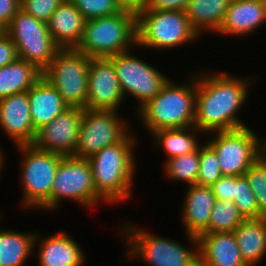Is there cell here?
Here are the masks:
<instances>
[{"instance_id": "40", "label": "cell", "mask_w": 266, "mask_h": 266, "mask_svg": "<svg viewBox=\"0 0 266 266\" xmlns=\"http://www.w3.org/2000/svg\"><path fill=\"white\" fill-rule=\"evenodd\" d=\"M3 153L4 152H2V148H0V172H1V170H2V168H3V165H4V155H3ZM1 175V174H0Z\"/></svg>"}, {"instance_id": "33", "label": "cell", "mask_w": 266, "mask_h": 266, "mask_svg": "<svg viewBox=\"0 0 266 266\" xmlns=\"http://www.w3.org/2000/svg\"><path fill=\"white\" fill-rule=\"evenodd\" d=\"M85 20L111 16L122 9L116 0H70Z\"/></svg>"}, {"instance_id": "19", "label": "cell", "mask_w": 266, "mask_h": 266, "mask_svg": "<svg viewBox=\"0 0 266 266\" xmlns=\"http://www.w3.org/2000/svg\"><path fill=\"white\" fill-rule=\"evenodd\" d=\"M38 232L34 239V248L38 243L39 266H82L84 265V252L78 243L66 234L59 232L51 236L40 239ZM40 240V241H39Z\"/></svg>"}, {"instance_id": "7", "label": "cell", "mask_w": 266, "mask_h": 266, "mask_svg": "<svg viewBox=\"0 0 266 266\" xmlns=\"http://www.w3.org/2000/svg\"><path fill=\"white\" fill-rule=\"evenodd\" d=\"M22 156L21 183L23 207L39 209L51 199V190L61 154L36 148L33 144L18 145Z\"/></svg>"}, {"instance_id": "24", "label": "cell", "mask_w": 266, "mask_h": 266, "mask_svg": "<svg viewBox=\"0 0 266 266\" xmlns=\"http://www.w3.org/2000/svg\"><path fill=\"white\" fill-rule=\"evenodd\" d=\"M232 0H190L185 13L191 27L201 37L202 32H217Z\"/></svg>"}, {"instance_id": "28", "label": "cell", "mask_w": 266, "mask_h": 266, "mask_svg": "<svg viewBox=\"0 0 266 266\" xmlns=\"http://www.w3.org/2000/svg\"><path fill=\"white\" fill-rule=\"evenodd\" d=\"M245 218L231 200H215L208 227L202 233L234 232Z\"/></svg>"}, {"instance_id": "3", "label": "cell", "mask_w": 266, "mask_h": 266, "mask_svg": "<svg viewBox=\"0 0 266 266\" xmlns=\"http://www.w3.org/2000/svg\"><path fill=\"white\" fill-rule=\"evenodd\" d=\"M187 84L168 80L162 90L137 114L150 134L160 129L186 128L195 124L197 74Z\"/></svg>"}, {"instance_id": "8", "label": "cell", "mask_w": 266, "mask_h": 266, "mask_svg": "<svg viewBox=\"0 0 266 266\" xmlns=\"http://www.w3.org/2000/svg\"><path fill=\"white\" fill-rule=\"evenodd\" d=\"M62 198L77 202L82 207H93L104 199L97 193L92 167L88 159L64 156L57 167L51 190V199L41 210L55 211Z\"/></svg>"}, {"instance_id": "2", "label": "cell", "mask_w": 266, "mask_h": 266, "mask_svg": "<svg viewBox=\"0 0 266 266\" xmlns=\"http://www.w3.org/2000/svg\"><path fill=\"white\" fill-rule=\"evenodd\" d=\"M128 133L121 141L106 146L88 158L97 193L105 203H120L131 195L135 175L133 151L136 140Z\"/></svg>"}, {"instance_id": "37", "label": "cell", "mask_w": 266, "mask_h": 266, "mask_svg": "<svg viewBox=\"0 0 266 266\" xmlns=\"http://www.w3.org/2000/svg\"><path fill=\"white\" fill-rule=\"evenodd\" d=\"M190 0H147L142 10L168 11L179 10L185 11Z\"/></svg>"}, {"instance_id": "5", "label": "cell", "mask_w": 266, "mask_h": 266, "mask_svg": "<svg viewBox=\"0 0 266 266\" xmlns=\"http://www.w3.org/2000/svg\"><path fill=\"white\" fill-rule=\"evenodd\" d=\"M120 233L128 247L126 259H141L150 266H199V242L198 238L187 234L191 248L180 242L156 236L142 227L136 228L132 222L124 223ZM123 230V231H122ZM195 248V249H194Z\"/></svg>"}, {"instance_id": "21", "label": "cell", "mask_w": 266, "mask_h": 266, "mask_svg": "<svg viewBox=\"0 0 266 266\" xmlns=\"http://www.w3.org/2000/svg\"><path fill=\"white\" fill-rule=\"evenodd\" d=\"M27 92L31 120L36 131L70 107L43 76Z\"/></svg>"}, {"instance_id": "4", "label": "cell", "mask_w": 266, "mask_h": 266, "mask_svg": "<svg viewBox=\"0 0 266 266\" xmlns=\"http://www.w3.org/2000/svg\"><path fill=\"white\" fill-rule=\"evenodd\" d=\"M134 45L137 46V13L122 9L111 16L86 20L75 49L90 58H108L129 51Z\"/></svg>"}, {"instance_id": "6", "label": "cell", "mask_w": 266, "mask_h": 266, "mask_svg": "<svg viewBox=\"0 0 266 266\" xmlns=\"http://www.w3.org/2000/svg\"><path fill=\"white\" fill-rule=\"evenodd\" d=\"M185 11L141 10L137 13V47L174 49L199 40Z\"/></svg>"}, {"instance_id": "39", "label": "cell", "mask_w": 266, "mask_h": 266, "mask_svg": "<svg viewBox=\"0 0 266 266\" xmlns=\"http://www.w3.org/2000/svg\"><path fill=\"white\" fill-rule=\"evenodd\" d=\"M116 2L121 9L138 13L144 9L147 0H116Z\"/></svg>"}, {"instance_id": "1", "label": "cell", "mask_w": 266, "mask_h": 266, "mask_svg": "<svg viewBox=\"0 0 266 266\" xmlns=\"http://www.w3.org/2000/svg\"><path fill=\"white\" fill-rule=\"evenodd\" d=\"M206 73L197 75L194 126L204 135L248 127L237 112L246 102L252 82L224 72Z\"/></svg>"}, {"instance_id": "41", "label": "cell", "mask_w": 266, "mask_h": 266, "mask_svg": "<svg viewBox=\"0 0 266 266\" xmlns=\"http://www.w3.org/2000/svg\"><path fill=\"white\" fill-rule=\"evenodd\" d=\"M4 32V28L0 24V35Z\"/></svg>"}, {"instance_id": "11", "label": "cell", "mask_w": 266, "mask_h": 266, "mask_svg": "<svg viewBox=\"0 0 266 266\" xmlns=\"http://www.w3.org/2000/svg\"><path fill=\"white\" fill-rule=\"evenodd\" d=\"M4 32L14 42L18 57L44 71L61 47L52 39L48 24L19 9Z\"/></svg>"}, {"instance_id": "17", "label": "cell", "mask_w": 266, "mask_h": 266, "mask_svg": "<svg viewBox=\"0 0 266 266\" xmlns=\"http://www.w3.org/2000/svg\"><path fill=\"white\" fill-rule=\"evenodd\" d=\"M199 266H248L239 250L234 232L201 233Z\"/></svg>"}, {"instance_id": "13", "label": "cell", "mask_w": 266, "mask_h": 266, "mask_svg": "<svg viewBox=\"0 0 266 266\" xmlns=\"http://www.w3.org/2000/svg\"><path fill=\"white\" fill-rule=\"evenodd\" d=\"M130 51L108 58L113 62L124 97L130 94L138 100V111L162 90L170 78L156 67L131 55Z\"/></svg>"}, {"instance_id": "26", "label": "cell", "mask_w": 266, "mask_h": 266, "mask_svg": "<svg viewBox=\"0 0 266 266\" xmlns=\"http://www.w3.org/2000/svg\"><path fill=\"white\" fill-rule=\"evenodd\" d=\"M200 133V134H199ZM204 134L195 126L186 128H170L154 131L151 135L154 138L155 146L165 150L167 160L181 156L186 153L197 151L202 145H199V138L196 135Z\"/></svg>"}, {"instance_id": "29", "label": "cell", "mask_w": 266, "mask_h": 266, "mask_svg": "<svg viewBox=\"0 0 266 266\" xmlns=\"http://www.w3.org/2000/svg\"><path fill=\"white\" fill-rule=\"evenodd\" d=\"M200 148L192 153L166 160L164 172L167 178L174 181L185 182L190 185L197 183L199 172Z\"/></svg>"}, {"instance_id": "15", "label": "cell", "mask_w": 266, "mask_h": 266, "mask_svg": "<svg viewBox=\"0 0 266 266\" xmlns=\"http://www.w3.org/2000/svg\"><path fill=\"white\" fill-rule=\"evenodd\" d=\"M113 62L107 58H90L88 98L84 109L118 111L124 101Z\"/></svg>"}, {"instance_id": "14", "label": "cell", "mask_w": 266, "mask_h": 266, "mask_svg": "<svg viewBox=\"0 0 266 266\" xmlns=\"http://www.w3.org/2000/svg\"><path fill=\"white\" fill-rule=\"evenodd\" d=\"M83 108L69 107L36 132L33 145L41 150L73 156L82 123Z\"/></svg>"}, {"instance_id": "23", "label": "cell", "mask_w": 266, "mask_h": 266, "mask_svg": "<svg viewBox=\"0 0 266 266\" xmlns=\"http://www.w3.org/2000/svg\"><path fill=\"white\" fill-rule=\"evenodd\" d=\"M234 234L244 262L258 266L266 254V217L244 219Z\"/></svg>"}, {"instance_id": "30", "label": "cell", "mask_w": 266, "mask_h": 266, "mask_svg": "<svg viewBox=\"0 0 266 266\" xmlns=\"http://www.w3.org/2000/svg\"><path fill=\"white\" fill-rule=\"evenodd\" d=\"M233 202L245 219L264 217L245 175L234 176Z\"/></svg>"}, {"instance_id": "35", "label": "cell", "mask_w": 266, "mask_h": 266, "mask_svg": "<svg viewBox=\"0 0 266 266\" xmlns=\"http://www.w3.org/2000/svg\"><path fill=\"white\" fill-rule=\"evenodd\" d=\"M210 187L217 200L233 201L234 176H222Z\"/></svg>"}, {"instance_id": "32", "label": "cell", "mask_w": 266, "mask_h": 266, "mask_svg": "<svg viewBox=\"0 0 266 266\" xmlns=\"http://www.w3.org/2000/svg\"><path fill=\"white\" fill-rule=\"evenodd\" d=\"M223 176L216 152L205 142L200 147L198 185L211 186Z\"/></svg>"}, {"instance_id": "9", "label": "cell", "mask_w": 266, "mask_h": 266, "mask_svg": "<svg viewBox=\"0 0 266 266\" xmlns=\"http://www.w3.org/2000/svg\"><path fill=\"white\" fill-rule=\"evenodd\" d=\"M90 57L75 48H61L42 72L70 107L85 108Z\"/></svg>"}, {"instance_id": "10", "label": "cell", "mask_w": 266, "mask_h": 266, "mask_svg": "<svg viewBox=\"0 0 266 266\" xmlns=\"http://www.w3.org/2000/svg\"><path fill=\"white\" fill-rule=\"evenodd\" d=\"M209 134L213 138L206 143L216 152L223 176L244 175L266 151V137H259L249 126Z\"/></svg>"}, {"instance_id": "25", "label": "cell", "mask_w": 266, "mask_h": 266, "mask_svg": "<svg viewBox=\"0 0 266 266\" xmlns=\"http://www.w3.org/2000/svg\"><path fill=\"white\" fill-rule=\"evenodd\" d=\"M41 77L35 65L17 58L0 68V99L27 92Z\"/></svg>"}, {"instance_id": "16", "label": "cell", "mask_w": 266, "mask_h": 266, "mask_svg": "<svg viewBox=\"0 0 266 266\" xmlns=\"http://www.w3.org/2000/svg\"><path fill=\"white\" fill-rule=\"evenodd\" d=\"M0 126L14 144H33L36 130L30 115L28 92L0 99Z\"/></svg>"}, {"instance_id": "22", "label": "cell", "mask_w": 266, "mask_h": 266, "mask_svg": "<svg viewBox=\"0 0 266 266\" xmlns=\"http://www.w3.org/2000/svg\"><path fill=\"white\" fill-rule=\"evenodd\" d=\"M85 21L70 0H63L47 24L52 39L61 48H75L83 36Z\"/></svg>"}, {"instance_id": "36", "label": "cell", "mask_w": 266, "mask_h": 266, "mask_svg": "<svg viewBox=\"0 0 266 266\" xmlns=\"http://www.w3.org/2000/svg\"><path fill=\"white\" fill-rule=\"evenodd\" d=\"M17 58L19 57L14 42L3 32L0 35V68L14 62Z\"/></svg>"}, {"instance_id": "20", "label": "cell", "mask_w": 266, "mask_h": 266, "mask_svg": "<svg viewBox=\"0 0 266 266\" xmlns=\"http://www.w3.org/2000/svg\"><path fill=\"white\" fill-rule=\"evenodd\" d=\"M182 214L186 234L198 237L209 225L215 196L210 186H187Z\"/></svg>"}, {"instance_id": "27", "label": "cell", "mask_w": 266, "mask_h": 266, "mask_svg": "<svg viewBox=\"0 0 266 266\" xmlns=\"http://www.w3.org/2000/svg\"><path fill=\"white\" fill-rule=\"evenodd\" d=\"M35 235L0 228V266H23L34 253Z\"/></svg>"}, {"instance_id": "18", "label": "cell", "mask_w": 266, "mask_h": 266, "mask_svg": "<svg viewBox=\"0 0 266 266\" xmlns=\"http://www.w3.org/2000/svg\"><path fill=\"white\" fill-rule=\"evenodd\" d=\"M266 23V0H232L222 25L220 35L247 36Z\"/></svg>"}, {"instance_id": "38", "label": "cell", "mask_w": 266, "mask_h": 266, "mask_svg": "<svg viewBox=\"0 0 266 266\" xmlns=\"http://www.w3.org/2000/svg\"><path fill=\"white\" fill-rule=\"evenodd\" d=\"M20 9V0H0V24L5 28Z\"/></svg>"}, {"instance_id": "34", "label": "cell", "mask_w": 266, "mask_h": 266, "mask_svg": "<svg viewBox=\"0 0 266 266\" xmlns=\"http://www.w3.org/2000/svg\"><path fill=\"white\" fill-rule=\"evenodd\" d=\"M63 0H20V9L36 19L48 22Z\"/></svg>"}, {"instance_id": "31", "label": "cell", "mask_w": 266, "mask_h": 266, "mask_svg": "<svg viewBox=\"0 0 266 266\" xmlns=\"http://www.w3.org/2000/svg\"><path fill=\"white\" fill-rule=\"evenodd\" d=\"M255 194L259 212L266 217V151L245 172Z\"/></svg>"}, {"instance_id": "12", "label": "cell", "mask_w": 266, "mask_h": 266, "mask_svg": "<svg viewBox=\"0 0 266 266\" xmlns=\"http://www.w3.org/2000/svg\"><path fill=\"white\" fill-rule=\"evenodd\" d=\"M127 120L121 119L116 111L83 109L73 157L88 159L104 147L121 141L130 132Z\"/></svg>"}]
</instances>
